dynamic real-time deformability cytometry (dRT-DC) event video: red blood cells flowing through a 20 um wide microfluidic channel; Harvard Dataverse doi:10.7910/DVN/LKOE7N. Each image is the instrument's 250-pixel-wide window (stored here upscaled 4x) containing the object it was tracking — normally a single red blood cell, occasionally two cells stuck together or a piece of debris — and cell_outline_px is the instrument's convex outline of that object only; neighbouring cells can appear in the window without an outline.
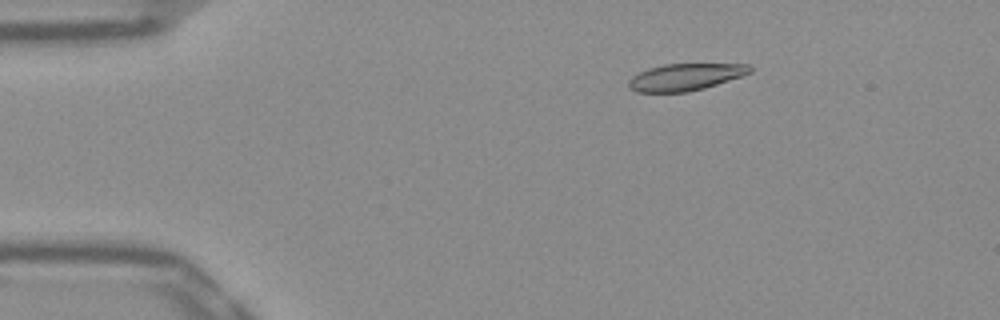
{"species": "Egyptian fruit bat (a non-hibernating species)", "species_latin": "Rousettus aegyptiacus", "temperature_condition": "warm", "stored_images_in_passage": 53, "camera_frame_rate_fps": 3000, "um_per_image_px": 0.085, "frame": {"image": 1, "passage_image": 9, "time_ms": 2.667, "image_size_px": [1000, 320], "cell_outline_px": [[752, 72], [704, 88], [688, 92], [636, 92], [628, 88], [628, 80], [632, 76], [648, 68], [664, 64], [748, 64], [752, 68]], "centroid_in_image_um": [58.21, 6.55], "position_along_channel_um": 26.8, "area_um2": 18.96}}
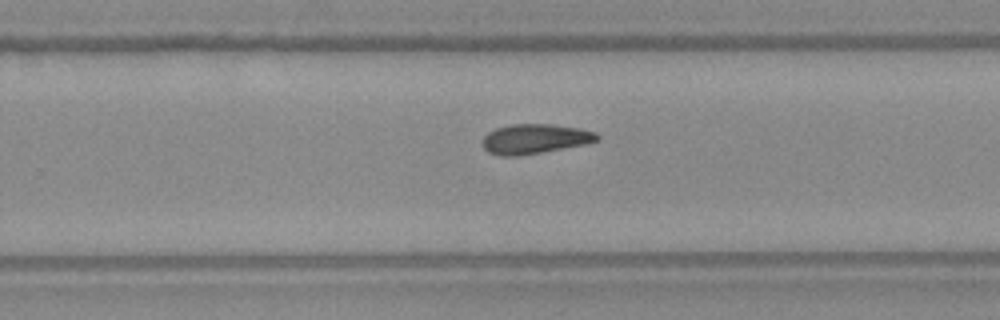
{"frame": {"image": 2, "passage_image": 34, "time_ms": 11.0, "image_size_px": [1000, 320], "cell_outline_px": [[600, 140], [584, 144], [540, 152], [516, 156], [500, 156], [488, 152], [484, 148], [484, 136], [488, 132], [496, 128], [512, 124], [552, 124], [580, 128], [596, 132], [600, 136]], "centroid_in_image_um": [45.48, 11.79], "position_along_channel_um": 284.3, "area_um2": 19.71}}
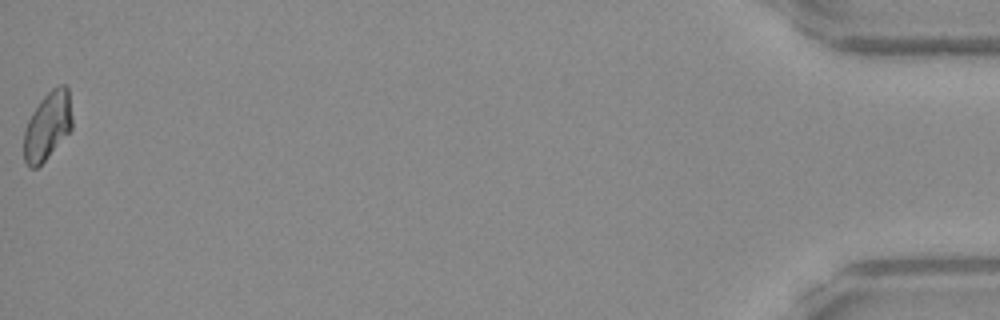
{"frame": {"image": 3, "passage_image": 53, "time_ms": 17.333, "image_size_px": [1000, 320], "cell_outline_px": [[72, 128], [44, 160], [36, 168], [28, 168], [24, 160], [24, 132], [28, 120], [32, 112], [40, 100], [52, 88], [60, 84], [64, 84], [68, 88], [72, 116]], "centroid_in_image_um": [4.03, 10.68], "position_along_channel_um": 431.2, "area_um2": 18.96}}